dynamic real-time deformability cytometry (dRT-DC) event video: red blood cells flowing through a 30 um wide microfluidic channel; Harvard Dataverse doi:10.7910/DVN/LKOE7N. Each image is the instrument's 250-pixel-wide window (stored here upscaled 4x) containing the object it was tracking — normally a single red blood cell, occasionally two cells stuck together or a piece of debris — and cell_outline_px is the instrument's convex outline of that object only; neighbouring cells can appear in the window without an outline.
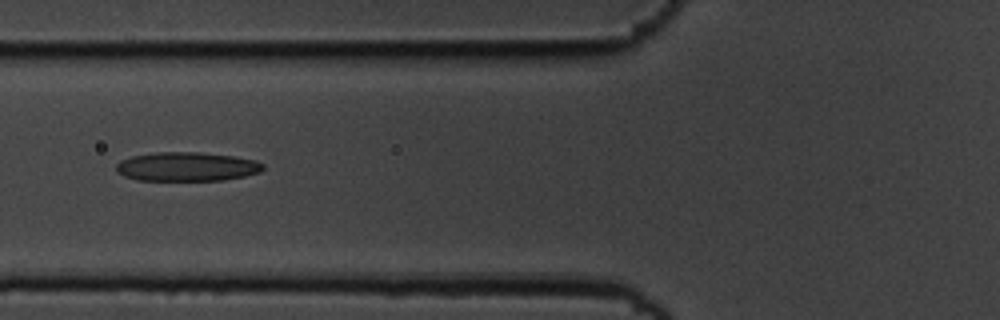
{"species": "common noctule bat (a hibernating species)", "species_latin": "Nyctalus noctula", "temperature_condition": "cold", "stored_images_in_passage": 12, "camera_frame_rate_fps": 3000, "um_per_image_px": 0.085, "animal": {"sex": "male", "body_mass_g": 19.5, "forearm_length_mm": 54.6}, "frame": {"image": 1, "passage_image": 3, "time_ms": 0.667, "image_size_px": [1000, 320], "cell_outline_px": [[264, 168], [260, 172], [244, 176], [220, 180], [136, 180], [124, 176], [116, 172], [116, 164], [120, 160], [132, 156], [156, 152], [200, 152], [232, 156], [256, 160], [264, 164]], "centroid_in_image_um": [15.86, 14.16], "position_along_channel_um": 109.9, "area_um2": 24.85}}
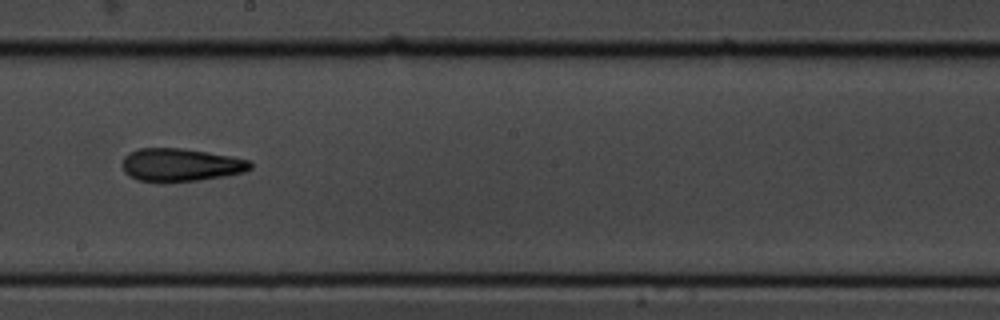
{"frame": {"image": 2, "passage_image": 6, "time_ms": 1.667, "image_size_px": [1000, 320], "cell_outline_px": [[252, 168], [244, 172], [224, 176], [200, 180], [164, 184], [140, 180], [128, 176], [124, 172], [120, 164], [124, 156], [140, 148], [184, 148], [232, 156], [252, 160]], "centroid_in_image_um": [15.35, 14.03], "position_along_channel_um": 232.9, "area_um2": 25.26}}
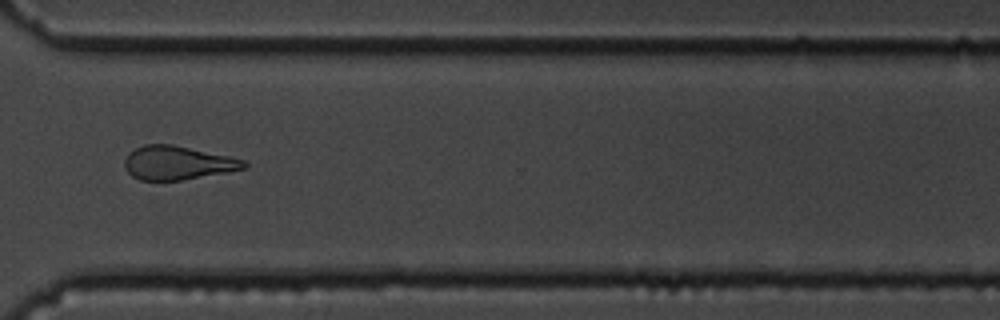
{"frame": {"image": 3, "passage_image": 9, "time_ms": 2.667, "image_size_px": [1000, 320], "cell_outline_px": [[248, 164], [244, 168], [228, 172], [180, 180], [140, 180], [132, 176], [124, 168], [124, 160], [128, 152], [144, 144], [172, 144], [228, 156], [244, 160]], "centroid_in_image_um": [15.05, 13.84], "position_along_channel_um": 355.6, "area_um2": 23.35}}